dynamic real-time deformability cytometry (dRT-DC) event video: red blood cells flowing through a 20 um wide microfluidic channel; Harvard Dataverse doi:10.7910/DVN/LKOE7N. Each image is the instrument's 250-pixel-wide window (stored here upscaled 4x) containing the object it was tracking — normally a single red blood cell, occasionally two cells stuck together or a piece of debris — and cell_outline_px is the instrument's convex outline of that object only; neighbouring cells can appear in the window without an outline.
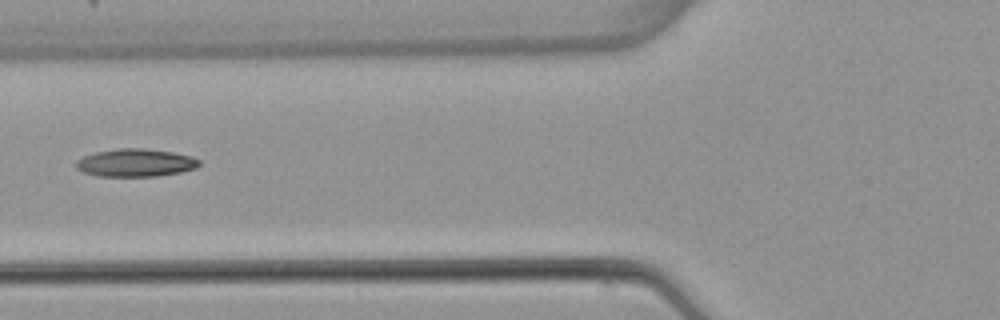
{"species": "common noctule bat (a hibernating species)", "species_latin": "Nyctalus noctula", "temperature_condition": "warm", "stored_images_in_passage": 6, "camera_frame_rate_fps": 3000, "um_per_image_px": 0.085, "animal": {"sex": "female", "body_mass_g": 22.7, "forearm_length_mm": 54.2}, "frame": {"image": 1, "passage_image": 6, "time_ms": 6.0, "image_size_px": [1000, 320], "cell_outline_px": [[200, 164], [196, 168], [180, 172], [156, 176], [96, 176], [84, 172], [76, 168], [76, 160], [84, 156], [96, 152], [116, 148], [144, 148], [172, 152], [192, 156], [200, 160]], "centroid_in_image_um": [11.52, 13.83], "position_along_channel_um": 114.3, "area_um2": 20.0}}